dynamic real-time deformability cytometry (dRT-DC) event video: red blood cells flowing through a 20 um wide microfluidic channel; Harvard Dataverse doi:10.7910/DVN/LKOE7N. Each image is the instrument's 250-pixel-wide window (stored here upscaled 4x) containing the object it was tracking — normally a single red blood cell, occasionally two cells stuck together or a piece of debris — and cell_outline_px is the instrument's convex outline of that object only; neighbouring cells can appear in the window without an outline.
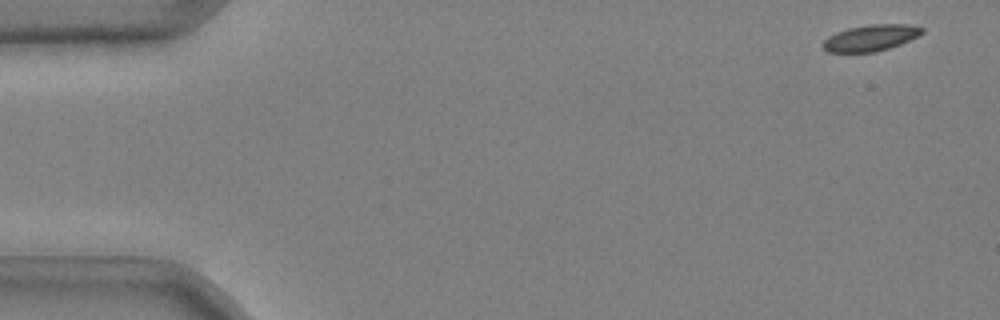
{"species": "common noctule bat (a hibernating species)", "species_latin": "Nyctalus noctula", "temperature_condition": "cold", "stored_images_in_passage": 46, "camera_frame_rate_fps": 3000, "um_per_image_px": 0.085, "animal": {"sex": "male", "body_mass_g": 20.4}, "frame": {"image": 1, "passage_image": 1, "time_ms": 0.0, "image_size_px": [1000, 320], "cell_outline_px": [[924, 32], [900, 44], [876, 52], [828, 52], [820, 44], [828, 36], [836, 32], [848, 28], [872, 24], [908, 24], [924, 28]], "centroid_in_image_um": [73.98, 3.21], "position_along_channel_um": 11.0, "area_um2": 15.09}}
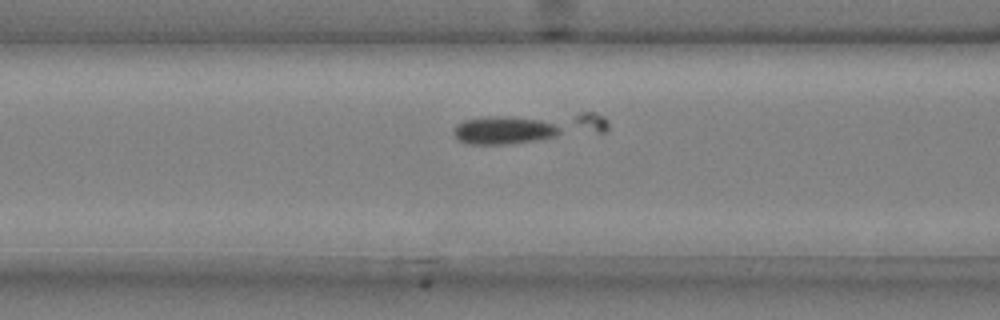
{"frame": {"image": 2, "passage_image": 20, "time_ms": 6.333, "image_size_px": [1000, 320], "cell_outline_px": [[560, 132], [556, 136], [536, 140], [508, 144], [468, 144], [460, 140], [452, 132], [456, 124], [464, 120], [484, 116], [508, 116], [540, 120], [552, 124], [560, 128]], "centroid_in_image_um": [42.78, 11.07], "position_along_channel_um": 123.8, "area_um2": 17.17}}
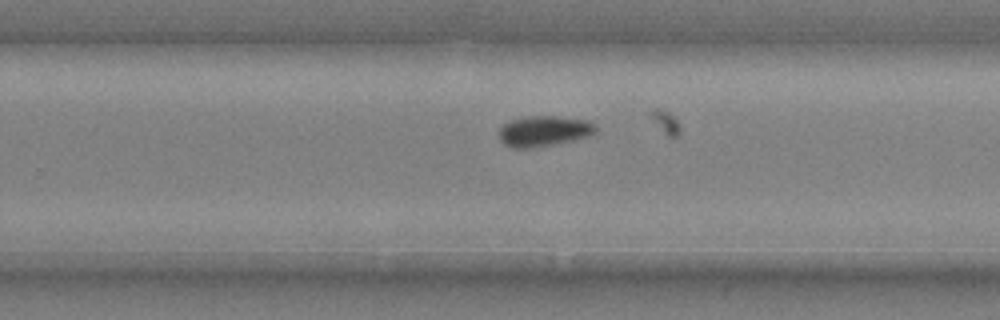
{"frame": {"image": 3, "passage_image": 33, "time_ms": 10.667, "image_size_px": [1000, 320], "cell_outline_px": [[596, 132], [588, 136], [572, 140], [552, 144], [528, 148], [512, 148], [504, 144], [500, 140], [500, 128], [508, 120], [524, 116], [556, 116], [588, 120], [596, 124]], "centroid_in_image_um": [46.22, 11.12], "position_along_channel_um": 283.6, "area_um2": 17.22}, "authors_computed_cell_mechanics": {"area_um2": 17.1088, "velocity_mm_per_s": 3.6885, "shape_relaxation_time_tau1_ms": 2.1866, "shape_relaxation_time_tau2_ms": null, "deformation_change_tau1": 0.1469, "deformation_change_tau2": null}}